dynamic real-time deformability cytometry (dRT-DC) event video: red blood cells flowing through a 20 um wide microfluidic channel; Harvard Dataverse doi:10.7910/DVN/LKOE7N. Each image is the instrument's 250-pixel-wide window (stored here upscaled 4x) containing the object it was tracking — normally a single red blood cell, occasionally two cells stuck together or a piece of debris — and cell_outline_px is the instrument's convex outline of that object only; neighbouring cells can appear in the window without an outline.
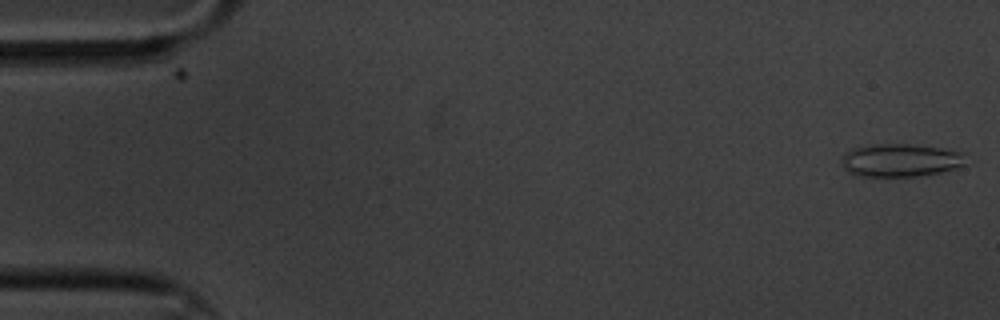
{"species": "common noctule bat (a hibernating species)", "species_latin": "Nyctalus noctula", "temperature_condition": "cold", "stored_images_in_passage": 8, "camera_frame_rate_fps": 3000, "um_per_image_px": 0.085, "animal": {"sex": "male", "body_mass_g": 20.1, "forearm_length_mm": 53.5}, "frame": {"image": 1, "passage_image": 1, "time_ms": 0.0, "image_size_px": [1000, 320], "cell_outline_px": [[968, 152], [964, 164], [956, 168], [940, 172], [916, 176], [856, 176], [848, 172], [840, 164], [840, 156], [844, 152], [852, 148], [876, 144], [912, 144], [944, 148]], "centroid_in_image_um": [76.53, 13.61], "position_along_channel_um": 8.5, "area_um2": 24.39}}
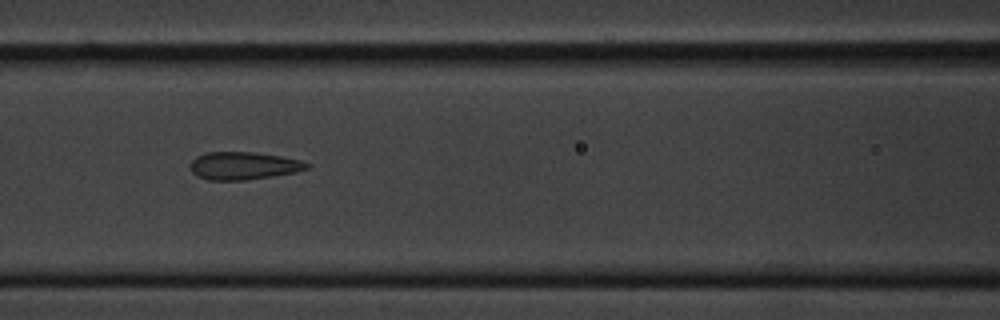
{"frame": {"image": 2, "passage_image": 7, "time_ms": 2.0, "image_size_px": [1000, 320], "cell_outline_px": [[312, 168], [296, 172], [272, 176], [244, 180], [208, 180], [196, 176], [192, 172], [188, 164], [196, 156], [208, 152], [256, 152], [280, 156], [300, 160], [312, 164]], "centroid_in_image_um": [20.71, 14.09], "position_along_channel_um": 145.9, "area_um2": 19.07}}
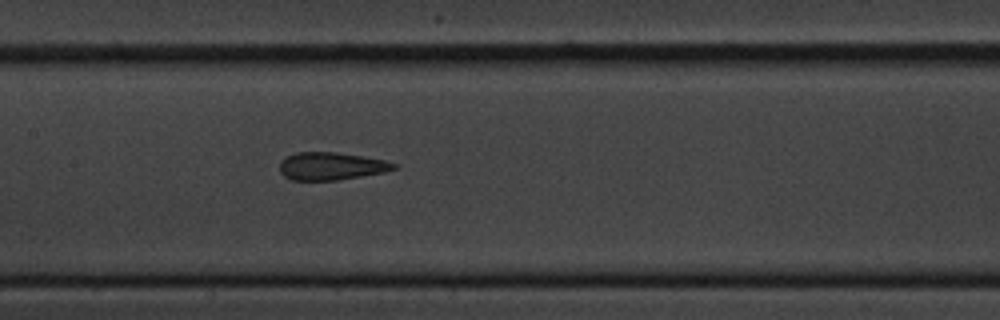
{"frame": {"image": 3, "passage_image": 8, "time_ms": 2.333, "image_size_px": [1000, 320], "cell_outline_px": [[400, 164], [396, 168], [384, 172], [336, 180], [292, 180], [284, 176], [280, 172], [280, 160], [296, 152], [336, 152], [384, 160]], "centroid_in_image_um": [28.14, 14.12], "position_along_channel_um": 179.3, "area_um2": 18.32}}